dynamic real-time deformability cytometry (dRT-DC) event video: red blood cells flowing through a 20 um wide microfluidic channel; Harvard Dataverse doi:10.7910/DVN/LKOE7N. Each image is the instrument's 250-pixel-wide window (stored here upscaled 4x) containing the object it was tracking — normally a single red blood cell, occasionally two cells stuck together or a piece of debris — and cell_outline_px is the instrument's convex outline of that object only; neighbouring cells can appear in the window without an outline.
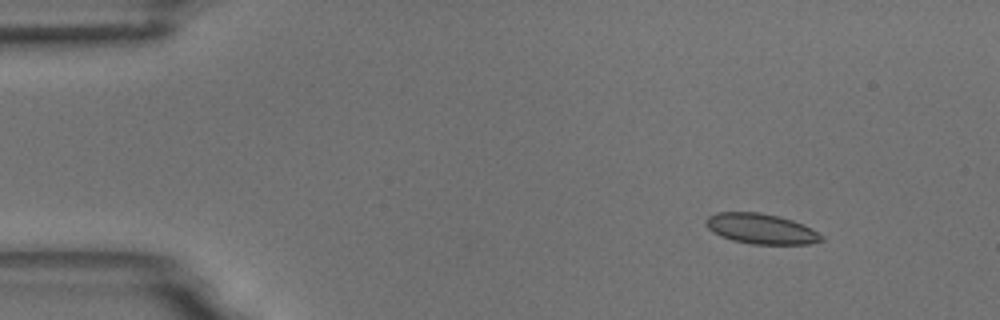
{"species": "common noctule bat (a hibernating species)", "species_latin": "Nyctalus noctula", "temperature_condition": "room temperature", "stored_images_in_passage": 4, "camera_frame_rate_fps": 3000, "um_per_image_px": 0.085, "animal": {"sex": "male", "body_mass_g": 18.8}, "frame": {"image": 1, "passage_image": 1, "time_ms": 0.0, "image_size_px": [1000, 320], "cell_outline_px": [[824, 240], [808, 244], [752, 244], [732, 240], [720, 236], [712, 232], [704, 224], [704, 220], [708, 216], [716, 212], [760, 212], [780, 216], [792, 220], [812, 228], [824, 236]], "centroid_in_image_um": [64.67, 19.44], "position_along_channel_um": 20.3, "area_um2": 20.63}}
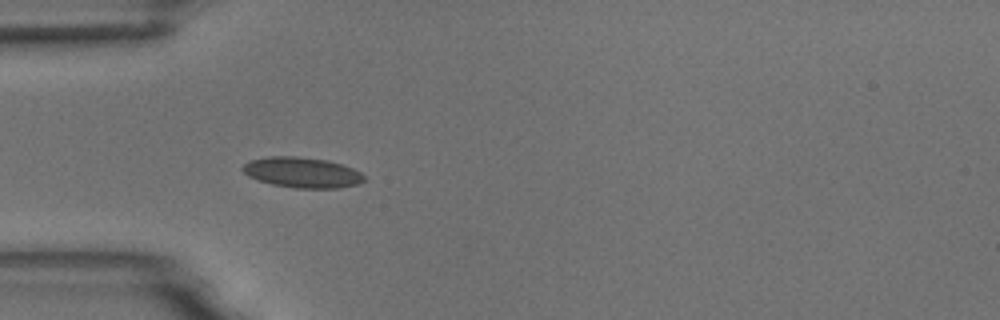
{"frame": {"image": 2, "passage_image": 4, "time_ms": 3.333, "image_size_px": [1000, 320], "cell_outline_px": [[364, 180], [360, 184], [340, 188], [296, 188], [272, 184], [248, 176], [240, 168], [248, 160], [268, 156], [296, 156], [328, 160], [352, 168], [360, 172], [364, 176]], "centroid_in_image_um": [25.67, 14.65], "position_along_channel_um": 59.3, "area_um2": 21.62}}